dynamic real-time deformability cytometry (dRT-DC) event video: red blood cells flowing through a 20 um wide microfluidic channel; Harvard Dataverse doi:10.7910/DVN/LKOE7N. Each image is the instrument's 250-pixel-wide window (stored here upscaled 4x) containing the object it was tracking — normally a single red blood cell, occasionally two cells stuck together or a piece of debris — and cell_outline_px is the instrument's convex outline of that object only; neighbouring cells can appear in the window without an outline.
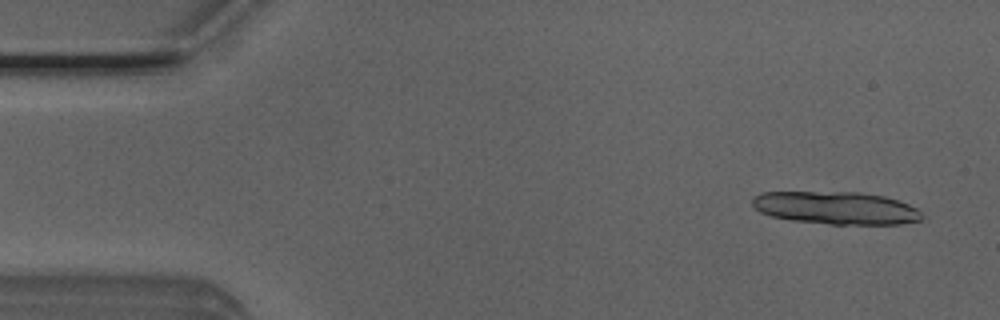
{"species": "Egyptian fruit bat (a non-hibernating species)", "species_latin": "Rousettus aegyptiacus", "temperature_condition": "room temperature", "stored_images_in_passage": 13, "camera_frame_rate_fps": 3000, "um_per_image_px": 0.085, "animal": {"sex": "male"}, "frame": {"image": 1, "passage_image": 3, "time_ms": 0.667, "image_size_px": [1000, 320], "cell_outline_px": [[924, 216], [920, 220], [900, 224], [828, 224], [792, 220], [772, 216], [760, 212], [752, 204], [752, 196], [760, 192], [860, 192], [884, 196], [908, 204], [916, 208]], "centroid_in_image_um": [71.04, 17.67], "position_along_channel_um": 14.0, "area_um2": 32.31}}